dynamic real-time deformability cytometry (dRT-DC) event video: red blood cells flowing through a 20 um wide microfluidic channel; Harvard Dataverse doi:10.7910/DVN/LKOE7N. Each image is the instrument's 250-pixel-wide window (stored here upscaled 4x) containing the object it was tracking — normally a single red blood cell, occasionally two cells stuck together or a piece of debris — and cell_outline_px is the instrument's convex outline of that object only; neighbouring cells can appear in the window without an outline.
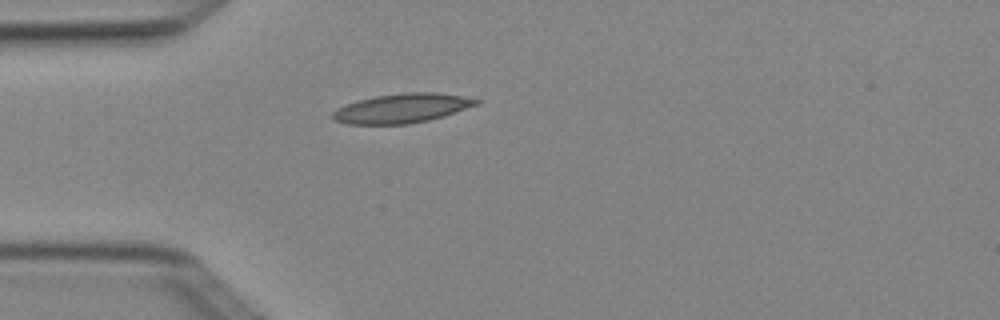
{"species": "Egyptian fruit bat (a non-hibernating species)", "species_latin": "Rousettus aegyptiacus", "temperature_condition": "cold", "stored_images_in_passage": 6, "camera_frame_rate_fps": 3000, "um_per_image_px": 0.085, "animal": {"sex": "female"}, "frame": {"image": 1, "passage_image": 6, "time_ms": 1.667, "image_size_px": [1000, 320], "cell_outline_px": [[484, 100], [480, 104], [444, 116], [428, 120], [408, 124], [348, 124], [332, 120], [332, 112], [336, 108], [344, 104], [376, 96], [404, 92], [436, 92]], "centroid_in_image_um": [34.17, 9.2], "position_along_channel_um": 50.8, "area_um2": 24.68}}